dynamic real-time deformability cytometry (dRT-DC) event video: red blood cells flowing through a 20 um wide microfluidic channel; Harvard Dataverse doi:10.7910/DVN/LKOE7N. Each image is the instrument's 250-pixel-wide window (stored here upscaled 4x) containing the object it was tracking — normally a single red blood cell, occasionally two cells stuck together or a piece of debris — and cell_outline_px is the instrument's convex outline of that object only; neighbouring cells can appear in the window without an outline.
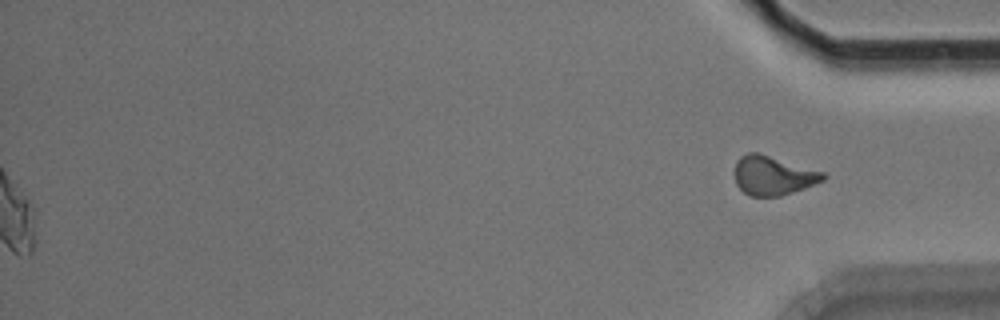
{"species": "Egyptian fruit bat (a non-hibernating species)", "species_latin": "Rousettus aegyptiacus", "temperature_condition": "room temperature", "stored_images_in_passage": 54, "segment_of_instrument_passage": [2, 2], "camera_frame_rate_fps": 3000, "um_per_image_px": 0.085, "animal": {"sex": "male"}, "frame": {"image": 1, "passage_image": 54, "time_ms": 17.667, "image_size_px": [1000, 320], "cell_outline_px": [[828, 176], [824, 180], [804, 188], [780, 196], [748, 196], [736, 184], [732, 172], [736, 160], [740, 156], [748, 152], [756, 152], [824, 172]], "centroid_in_image_um": [65.65, 14.92], "position_along_channel_um": 369.5, "area_um2": 20.29}}